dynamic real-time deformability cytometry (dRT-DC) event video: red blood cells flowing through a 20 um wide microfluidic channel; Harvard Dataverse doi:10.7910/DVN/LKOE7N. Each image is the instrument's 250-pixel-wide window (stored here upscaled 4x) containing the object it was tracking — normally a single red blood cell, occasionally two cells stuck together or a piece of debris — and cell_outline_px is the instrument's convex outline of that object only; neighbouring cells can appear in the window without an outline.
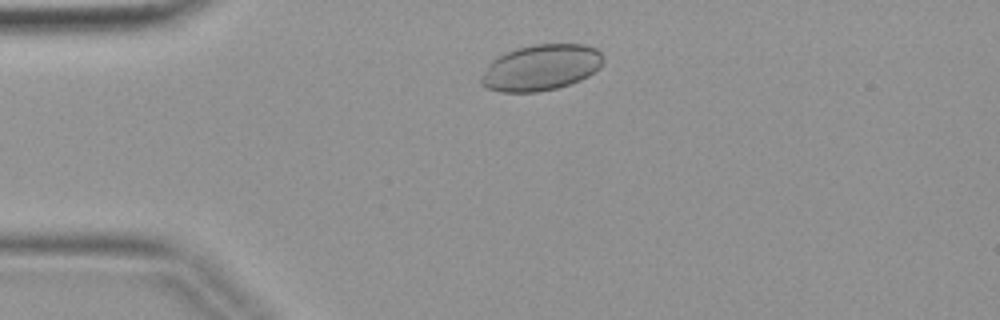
{"species": "common noctule bat (a hibernating species)", "species_latin": "Nyctalus noctula", "temperature_condition": "warm", "stored_images_in_passage": 8, "camera_frame_rate_fps": 3000, "um_per_image_px": 0.085, "animal": {"sex": "female", "body_mass_g": 19.9}, "frame": {"image": 1, "passage_image": 2, "time_ms": 0.333, "image_size_px": [1000, 320], "cell_outline_px": [[604, 64], [600, 68], [588, 76], [572, 84], [556, 88], [536, 92], [500, 92], [488, 88], [480, 84], [480, 76], [492, 60], [504, 52], [516, 48], [536, 44], [584, 44], [596, 48], [604, 56]], "centroid_in_image_um": [46.0, 5.74], "position_along_channel_um": 39.0, "area_um2": 33.06}}
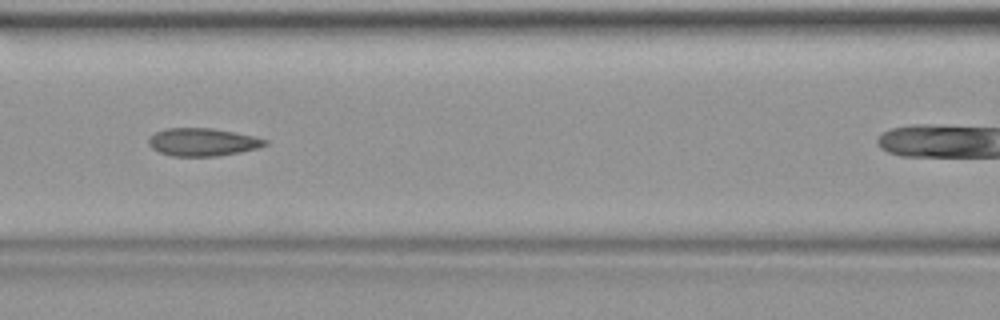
{"frame": {"image": 2, "passage_image": 6, "time_ms": 1.667, "image_size_px": [1000, 320], "cell_outline_px": [[268, 144], [260, 148], [240, 152], [216, 156], [172, 156], [160, 152], [152, 148], [148, 144], [148, 140], [156, 132], [168, 128], [212, 128], [256, 136], [268, 140]], "centroid_in_image_um": [17.27, 12.08], "position_along_channel_um": 149.3, "area_um2": 18.9}}